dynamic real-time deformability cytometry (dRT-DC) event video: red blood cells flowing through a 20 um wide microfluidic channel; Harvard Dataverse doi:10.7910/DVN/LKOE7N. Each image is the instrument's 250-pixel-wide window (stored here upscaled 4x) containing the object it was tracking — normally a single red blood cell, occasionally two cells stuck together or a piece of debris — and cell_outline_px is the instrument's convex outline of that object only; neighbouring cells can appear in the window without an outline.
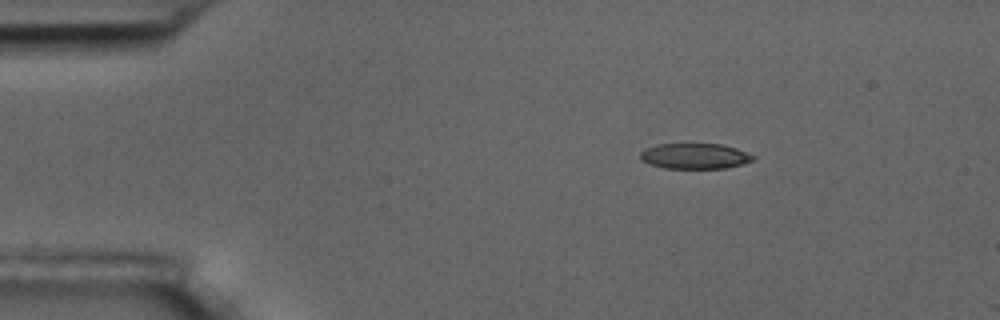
{"species": "common noctule bat (a hibernating species)", "species_latin": "Nyctalus noctula", "temperature_condition": "room temperature", "stored_images_in_passage": 12, "camera_frame_rate_fps": 3000, "um_per_image_px": 0.085, "animal": {"sex": "male", "body_mass_g": 17.5, "forearm_length_mm": 52.3}, "frame": {"image": 1, "passage_image": 9, "time_ms": 2.667, "image_size_px": [1000, 320], "cell_outline_px": [[756, 160], [744, 164], [724, 168], [664, 168], [640, 160], [640, 152], [644, 148], [656, 144], [720, 144], [736, 148], [756, 156]], "centroid_in_image_um": [59.08, 13.26], "position_along_channel_um": 25.9, "area_um2": 16.88}}